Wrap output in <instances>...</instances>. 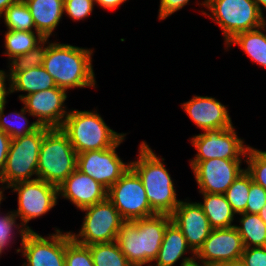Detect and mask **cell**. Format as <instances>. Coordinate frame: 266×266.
I'll list each match as a JSON object with an SVG mask.
<instances>
[{"label": "cell", "mask_w": 266, "mask_h": 266, "mask_svg": "<svg viewBox=\"0 0 266 266\" xmlns=\"http://www.w3.org/2000/svg\"><path fill=\"white\" fill-rule=\"evenodd\" d=\"M28 6L37 31L50 38L64 14V0H23Z\"/></svg>", "instance_id": "cell-20"}, {"label": "cell", "mask_w": 266, "mask_h": 266, "mask_svg": "<svg viewBox=\"0 0 266 266\" xmlns=\"http://www.w3.org/2000/svg\"><path fill=\"white\" fill-rule=\"evenodd\" d=\"M4 38V55L8 56L9 61L29 52L44 40L37 31L19 30H7Z\"/></svg>", "instance_id": "cell-26"}, {"label": "cell", "mask_w": 266, "mask_h": 266, "mask_svg": "<svg viewBox=\"0 0 266 266\" xmlns=\"http://www.w3.org/2000/svg\"><path fill=\"white\" fill-rule=\"evenodd\" d=\"M265 204L266 190L259 184L255 183L251 177L249 197L246 205V211L244 213L259 214Z\"/></svg>", "instance_id": "cell-36"}, {"label": "cell", "mask_w": 266, "mask_h": 266, "mask_svg": "<svg viewBox=\"0 0 266 266\" xmlns=\"http://www.w3.org/2000/svg\"><path fill=\"white\" fill-rule=\"evenodd\" d=\"M3 215L0 213V249L4 252V250L10 247L9 245H11V242H14V228L17 230V233H19L21 240H23L28 231L25 230L22 224L16 223L18 217L13 211H8V213Z\"/></svg>", "instance_id": "cell-34"}, {"label": "cell", "mask_w": 266, "mask_h": 266, "mask_svg": "<svg viewBox=\"0 0 266 266\" xmlns=\"http://www.w3.org/2000/svg\"><path fill=\"white\" fill-rule=\"evenodd\" d=\"M181 107L203 131L233 126L227 107L213 97L194 95L192 99L182 103Z\"/></svg>", "instance_id": "cell-18"}, {"label": "cell", "mask_w": 266, "mask_h": 266, "mask_svg": "<svg viewBox=\"0 0 266 266\" xmlns=\"http://www.w3.org/2000/svg\"><path fill=\"white\" fill-rule=\"evenodd\" d=\"M190 142L197 151L190 163L214 158L241 159L246 157L249 147L244 144V139L238 137L234 126L204 130L203 133L193 136Z\"/></svg>", "instance_id": "cell-11"}, {"label": "cell", "mask_w": 266, "mask_h": 266, "mask_svg": "<svg viewBox=\"0 0 266 266\" xmlns=\"http://www.w3.org/2000/svg\"><path fill=\"white\" fill-rule=\"evenodd\" d=\"M189 1L190 0H160L159 20H166L167 17L186 6Z\"/></svg>", "instance_id": "cell-38"}, {"label": "cell", "mask_w": 266, "mask_h": 266, "mask_svg": "<svg viewBox=\"0 0 266 266\" xmlns=\"http://www.w3.org/2000/svg\"><path fill=\"white\" fill-rule=\"evenodd\" d=\"M81 211L85 212V217L79 233L70 231L77 243L89 246L116 241L117 234L125 220L108 198L85 207Z\"/></svg>", "instance_id": "cell-8"}, {"label": "cell", "mask_w": 266, "mask_h": 266, "mask_svg": "<svg viewBox=\"0 0 266 266\" xmlns=\"http://www.w3.org/2000/svg\"><path fill=\"white\" fill-rule=\"evenodd\" d=\"M95 4L99 5L103 9L114 10L120 7L121 4L127 0H94Z\"/></svg>", "instance_id": "cell-41"}, {"label": "cell", "mask_w": 266, "mask_h": 266, "mask_svg": "<svg viewBox=\"0 0 266 266\" xmlns=\"http://www.w3.org/2000/svg\"><path fill=\"white\" fill-rule=\"evenodd\" d=\"M107 198L125 221L156 214L147 200L140 177L131 167L108 189Z\"/></svg>", "instance_id": "cell-10"}, {"label": "cell", "mask_w": 266, "mask_h": 266, "mask_svg": "<svg viewBox=\"0 0 266 266\" xmlns=\"http://www.w3.org/2000/svg\"><path fill=\"white\" fill-rule=\"evenodd\" d=\"M139 145L138 159L130 161V167L140 177L151 209L156 214L171 215L181 200L177 199L174 182L164 166L165 159L157 156L147 142Z\"/></svg>", "instance_id": "cell-3"}, {"label": "cell", "mask_w": 266, "mask_h": 266, "mask_svg": "<svg viewBox=\"0 0 266 266\" xmlns=\"http://www.w3.org/2000/svg\"><path fill=\"white\" fill-rule=\"evenodd\" d=\"M201 193L203 203L198 202L204 214L209 220L212 229L229 228L235 226L233 223L235 212L227 202L224 194Z\"/></svg>", "instance_id": "cell-22"}, {"label": "cell", "mask_w": 266, "mask_h": 266, "mask_svg": "<svg viewBox=\"0 0 266 266\" xmlns=\"http://www.w3.org/2000/svg\"><path fill=\"white\" fill-rule=\"evenodd\" d=\"M11 140V137L0 129V175L6 163Z\"/></svg>", "instance_id": "cell-39"}, {"label": "cell", "mask_w": 266, "mask_h": 266, "mask_svg": "<svg viewBox=\"0 0 266 266\" xmlns=\"http://www.w3.org/2000/svg\"><path fill=\"white\" fill-rule=\"evenodd\" d=\"M6 81H8L9 87L6 88ZM11 94L10 77L8 71L0 70V106L7 103L6 97Z\"/></svg>", "instance_id": "cell-40"}, {"label": "cell", "mask_w": 266, "mask_h": 266, "mask_svg": "<svg viewBox=\"0 0 266 266\" xmlns=\"http://www.w3.org/2000/svg\"><path fill=\"white\" fill-rule=\"evenodd\" d=\"M7 30L35 31V24L28 6L23 0L11 4L0 16Z\"/></svg>", "instance_id": "cell-29"}, {"label": "cell", "mask_w": 266, "mask_h": 266, "mask_svg": "<svg viewBox=\"0 0 266 266\" xmlns=\"http://www.w3.org/2000/svg\"><path fill=\"white\" fill-rule=\"evenodd\" d=\"M239 225H235L244 248L263 247L266 243V224L258 214L240 213Z\"/></svg>", "instance_id": "cell-25"}, {"label": "cell", "mask_w": 266, "mask_h": 266, "mask_svg": "<svg viewBox=\"0 0 266 266\" xmlns=\"http://www.w3.org/2000/svg\"><path fill=\"white\" fill-rule=\"evenodd\" d=\"M54 87H56V84L52 76L43 66L32 67L26 71L17 73L10 80L11 93L16 91L26 93L25 95L20 94L19 100H21L23 96Z\"/></svg>", "instance_id": "cell-23"}, {"label": "cell", "mask_w": 266, "mask_h": 266, "mask_svg": "<svg viewBox=\"0 0 266 266\" xmlns=\"http://www.w3.org/2000/svg\"><path fill=\"white\" fill-rule=\"evenodd\" d=\"M243 159L214 158L190 163L199 192L225 194L234 180L245 171Z\"/></svg>", "instance_id": "cell-14"}, {"label": "cell", "mask_w": 266, "mask_h": 266, "mask_svg": "<svg viewBox=\"0 0 266 266\" xmlns=\"http://www.w3.org/2000/svg\"><path fill=\"white\" fill-rule=\"evenodd\" d=\"M244 251L242 238L235 226L212 229L195 257L207 264L216 265L222 262L241 259Z\"/></svg>", "instance_id": "cell-16"}, {"label": "cell", "mask_w": 266, "mask_h": 266, "mask_svg": "<svg viewBox=\"0 0 266 266\" xmlns=\"http://www.w3.org/2000/svg\"><path fill=\"white\" fill-rule=\"evenodd\" d=\"M93 52L90 48L51 42L43 67L56 86L66 91L72 88H97L92 65Z\"/></svg>", "instance_id": "cell-1"}, {"label": "cell", "mask_w": 266, "mask_h": 266, "mask_svg": "<svg viewBox=\"0 0 266 266\" xmlns=\"http://www.w3.org/2000/svg\"><path fill=\"white\" fill-rule=\"evenodd\" d=\"M186 200H181L170 216L196 254L210 235L212 227L201 206L197 202Z\"/></svg>", "instance_id": "cell-17"}, {"label": "cell", "mask_w": 266, "mask_h": 266, "mask_svg": "<svg viewBox=\"0 0 266 266\" xmlns=\"http://www.w3.org/2000/svg\"><path fill=\"white\" fill-rule=\"evenodd\" d=\"M4 191H5L4 189L0 188V205H1V201H2L3 199H5L4 196H3V192H4Z\"/></svg>", "instance_id": "cell-47"}, {"label": "cell", "mask_w": 266, "mask_h": 266, "mask_svg": "<svg viewBox=\"0 0 266 266\" xmlns=\"http://www.w3.org/2000/svg\"><path fill=\"white\" fill-rule=\"evenodd\" d=\"M19 0H0V16L4 13V11L13 3Z\"/></svg>", "instance_id": "cell-43"}, {"label": "cell", "mask_w": 266, "mask_h": 266, "mask_svg": "<svg viewBox=\"0 0 266 266\" xmlns=\"http://www.w3.org/2000/svg\"><path fill=\"white\" fill-rule=\"evenodd\" d=\"M45 135V126L37 131L11 140L4 169L0 175V188L8 189L20 181L38 178L39 152ZM35 175L36 178H32Z\"/></svg>", "instance_id": "cell-7"}, {"label": "cell", "mask_w": 266, "mask_h": 266, "mask_svg": "<svg viewBox=\"0 0 266 266\" xmlns=\"http://www.w3.org/2000/svg\"><path fill=\"white\" fill-rule=\"evenodd\" d=\"M182 266H213L211 264H207L203 261L198 260L196 257L191 259L190 261H187L184 265Z\"/></svg>", "instance_id": "cell-42"}, {"label": "cell", "mask_w": 266, "mask_h": 266, "mask_svg": "<svg viewBox=\"0 0 266 266\" xmlns=\"http://www.w3.org/2000/svg\"><path fill=\"white\" fill-rule=\"evenodd\" d=\"M243 162H246L245 170L252 180L266 190V151L249 146Z\"/></svg>", "instance_id": "cell-32"}, {"label": "cell", "mask_w": 266, "mask_h": 266, "mask_svg": "<svg viewBox=\"0 0 266 266\" xmlns=\"http://www.w3.org/2000/svg\"><path fill=\"white\" fill-rule=\"evenodd\" d=\"M66 90L54 87L23 96L20 100L29 116L35 117L37 123L48 128H61L69 114L64 102Z\"/></svg>", "instance_id": "cell-15"}, {"label": "cell", "mask_w": 266, "mask_h": 266, "mask_svg": "<svg viewBox=\"0 0 266 266\" xmlns=\"http://www.w3.org/2000/svg\"><path fill=\"white\" fill-rule=\"evenodd\" d=\"M254 2L256 3L258 9L263 13L262 8L264 10L266 9V0H254Z\"/></svg>", "instance_id": "cell-45"}, {"label": "cell", "mask_w": 266, "mask_h": 266, "mask_svg": "<svg viewBox=\"0 0 266 266\" xmlns=\"http://www.w3.org/2000/svg\"><path fill=\"white\" fill-rule=\"evenodd\" d=\"M250 185L251 175L245 170L234 180L224 194L236 215L246 211Z\"/></svg>", "instance_id": "cell-30"}, {"label": "cell", "mask_w": 266, "mask_h": 266, "mask_svg": "<svg viewBox=\"0 0 266 266\" xmlns=\"http://www.w3.org/2000/svg\"><path fill=\"white\" fill-rule=\"evenodd\" d=\"M17 253H22L26 262L22 266H65L66 232L55 228V233L43 237L28 231Z\"/></svg>", "instance_id": "cell-12"}, {"label": "cell", "mask_w": 266, "mask_h": 266, "mask_svg": "<svg viewBox=\"0 0 266 266\" xmlns=\"http://www.w3.org/2000/svg\"><path fill=\"white\" fill-rule=\"evenodd\" d=\"M77 169V152L61 128L45 127L37 173L38 178L59 186Z\"/></svg>", "instance_id": "cell-5"}, {"label": "cell", "mask_w": 266, "mask_h": 266, "mask_svg": "<svg viewBox=\"0 0 266 266\" xmlns=\"http://www.w3.org/2000/svg\"><path fill=\"white\" fill-rule=\"evenodd\" d=\"M5 106L6 104L0 106V129L9 135L11 139L31 134L41 127L37 121H33L29 124V121L25 116L29 112L25 109V107H22L20 112L15 111L8 114L12 117L11 119L8 115L5 116L4 114Z\"/></svg>", "instance_id": "cell-27"}, {"label": "cell", "mask_w": 266, "mask_h": 266, "mask_svg": "<svg viewBox=\"0 0 266 266\" xmlns=\"http://www.w3.org/2000/svg\"><path fill=\"white\" fill-rule=\"evenodd\" d=\"M171 222L170 215L155 214L122 224L116 242L132 266H152Z\"/></svg>", "instance_id": "cell-2"}, {"label": "cell", "mask_w": 266, "mask_h": 266, "mask_svg": "<svg viewBox=\"0 0 266 266\" xmlns=\"http://www.w3.org/2000/svg\"><path fill=\"white\" fill-rule=\"evenodd\" d=\"M259 217L263 220V222L266 224V204L265 206L260 210Z\"/></svg>", "instance_id": "cell-46"}, {"label": "cell", "mask_w": 266, "mask_h": 266, "mask_svg": "<svg viewBox=\"0 0 266 266\" xmlns=\"http://www.w3.org/2000/svg\"><path fill=\"white\" fill-rule=\"evenodd\" d=\"M94 5V0H64V14L73 21H80L91 15Z\"/></svg>", "instance_id": "cell-35"}, {"label": "cell", "mask_w": 266, "mask_h": 266, "mask_svg": "<svg viewBox=\"0 0 266 266\" xmlns=\"http://www.w3.org/2000/svg\"><path fill=\"white\" fill-rule=\"evenodd\" d=\"M207 10L203 15L216 22L224 35L225 45L236 34L255 30L266 24L262 13L254 0H204L202 4Z\"/></svg>", "instance_id": "cell-6"}, {"label": "cell", "mask_w": 266, "mask_h": 266, "mask_svg": "<svg viewBox=\"0 0 266 266\" xmlns=\"http://www.w3.org/2000/svg\"><path fill=\"white\" fill-rule=\"evenodd\" d=\"M241 260L245 266H266V250L264 247L244 248Z\"/></svg>", "instance_id": "cell-37"}, {"label": "cell", "mask_w": 266, "mask_h": 266, "mask_svg": "<svg viewBox=\"0 0 266 266\" xmlns=\"http://www.w3.org/2000/svg\"><path fill=\"white\" fill-rule=\"evenodd\" d=\"M266 24L262 27L236 34L226 43V49L238 45L254 63L266 68Z\"/></svg>", "instance_id": "cell-24"}, {"label": "cell", "mask_w": 266, "mask_h": 266, "mask_svg": "<svg viewBox=\"0 0 266 266\" xmlns=\"http://www.w3.org/2000/svg\"><path fill=\"white\" fill-rule=\"evenodd\" d=\"M65 266H94L89 247L77 243L70 231L66 232Z\"/></svg>", "instance_id": "cell-33"}, {"label": "cell", "mask_w": 266, "mask_h": 266, "mask_svg": "<svg viewBox=\"0 0 266 266\" xmlns=\"http://www.w3.org/2000/svg\"><path fill=\"white\" fill-rule=\"evenodd\" d=\"M88 247L94 266H132L116 241L91 244Z\"/></svg>", "instance_id": "cell-28"}, {"label": "cell", "mask_w": 266, "mask_h": 266, "mask_svg": "<svg viewBox=\"0 0 266 266\" xmlns=\"http://www.w3.org/2000/svg\"><path fill=\"white\" fill-rule=\"evenodd\" d=\"M186 253H191L192 257H185ZM180 258L182 266L195 258V253L189 247L182 231L171 222L165 229L161 247L154 260L155 266H173Z\"/></svg>", "instance_id": "cell-21"}, {"label": "cell", "mask_w": 266, "mask_h": 266, "mask_svg": "<svg viewBox=\"0 0 266 266\" xmlns=\"http://www.w3.org/2000/svg\"><path fill=\"white\" fill-rule=\"evenodd\" d=\"M107 192L104 186L78 169L58 186V195L79 210L105 200Z\"/></svg>", "instance_id": "cell-19"}, {"label": "cell", "mask_w": 266, "mask_h": 266, "mask_svg": "<svg viewBox=\"0 0 266 266\" xmlns=\"http://www.w3.org/2000/svg\"><path fill=\"white\" fill-rule=\"evenodd\" d=\"M126 134L112 147L77 154V169L92 177L107 190L130 167L118 156L116 148L125 140Z\"/></svg>", "instance_id": "cell-13"}, {"label": "cell", "mask_w": 266, "mask_h": 266, "mask_svg": "<svg viewBox=\"0 0 266 266\" xmlns=\"http://www.w3.org/2000/svg\"><path fill=\"white\" fill-rule=\"evenodd\" d=\"M61 129L66 133L77 154L86 151L108 149L126 133L111 129L97 111L72 109Z\"/></svg>", "instance_id": "cell-4"}, {"label": "cell", "mask_w": 266, "mask_h": 266, "mask_svg": "<svg viewBox=\"0 0 266 266\" xmlns=\"http://www.w3.org/2000/svg\"><path fill=\"white\" fill-rule=\"evenodd\" d=\"M48 43V44H47ZM47 45V46H46ZM50 45L49 39H44L40 44H38L34 49L29 52L17 56L10 61L9 67V77L10 80L17 74L26 71L32 67L43 66L45 54Z\"/></svg>", "instance_id": "cell-31"}, {"label": "cell", "mask_w": 266, "mask_h": 266, "mask_svg": "<svg viewBox=\"0 0 266 266\" xmlns=\"http://www.w3.org/2000/svg\"><path fill=\"white\" fill-rule=\"evenodd\" d=\"M11 188L12 193L18 195V208L13 212L26 231H34L27 225L30 220L43 216L57 205L58 187L39 178L14 183L8 187Z\"/></svg>", "instance_id": "cell-9"}, {"label": "cell", "mask_w": 266, "mask_h": 266, "mask_svg": "<svg viewBox=\"0 0 266 266\" xmlns=\"http://www.w3.org/2000/svg\"><path fill=\"white\" fill-rule=\"evenodd\" d=\"M213 266H245V264L241 259H238L234 261L222 262Z\"/></svg>", "instance_id": "cell-44"}]
</instances>
